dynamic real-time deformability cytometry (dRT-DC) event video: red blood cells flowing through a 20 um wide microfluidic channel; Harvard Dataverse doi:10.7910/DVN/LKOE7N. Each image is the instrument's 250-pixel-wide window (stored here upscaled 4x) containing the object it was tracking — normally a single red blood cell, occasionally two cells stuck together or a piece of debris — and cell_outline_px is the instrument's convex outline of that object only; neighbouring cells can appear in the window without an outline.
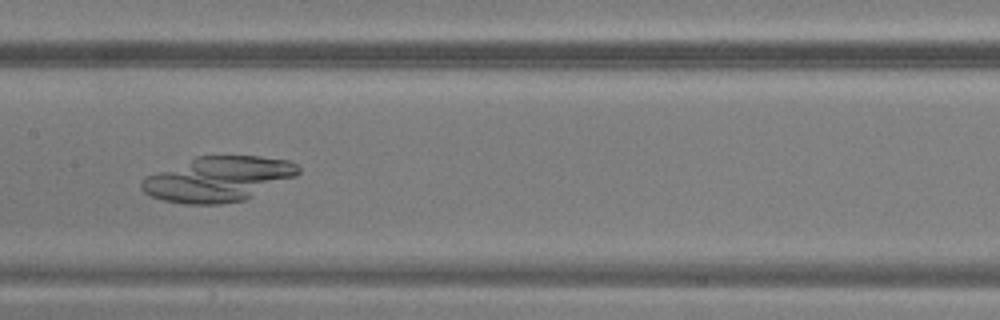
{"species": "common noctule bat (a hibernating species)", "species_latin": "Nyctalus noctula", "temperature_condition": "warm", "stored_images_in_passage": 41, "camera_frame_rate_fps": 3000, "um_per_image_px": 0.085, "animal": {"sex": "male", "body_mass_g": 20.5, "forearm_length_mm": 52.5}, "frame": {"image": 1, "passage_image": 18, "time_ms": 5.667, "image_size_px": [1000, 320], "cell_outline_px": [[300, 172], [296, 176], [244, 200], [220, 204], [184, 204], [164, 200], [152, 196], [144, 192], [140, 188], [140, 184], [148, 176], [156, 172], [196, 156], [260, 156], [288, 160], [296, 164], [300, 168]], "centroid_in_image_um": [18.55, 15.21], "position_along_channel_um": 188.8, "area_um2": 40.69}}
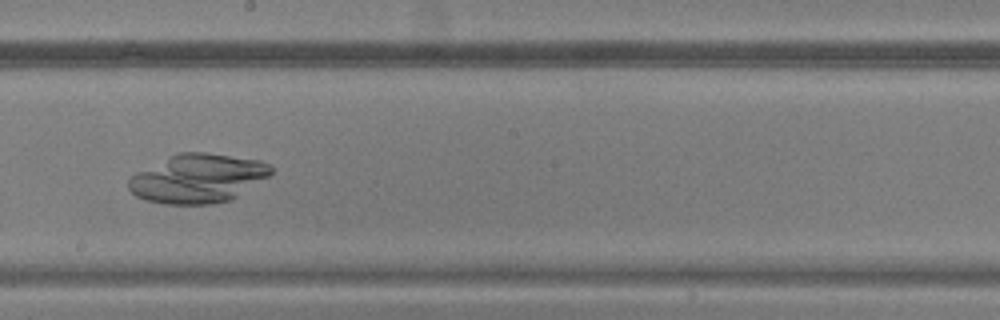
{"frame": {"image": 2, "passage_image": 21, "time_ms": 6.667, "image_size_px": [1000, 320], "cell_outline_px": [[272, 172], [268, 176], [232, 200], [212, 204], [168, 204], [148, 200], [136, 196], [128, 188], [128, 180], [136, 172], [176, 152], [204, 152], [260, 160], [272, 164]], "centroid_in_image_um": [16.82, 15.16], "position_along_channel_um": 231.4, "area_um2": 40.52}}